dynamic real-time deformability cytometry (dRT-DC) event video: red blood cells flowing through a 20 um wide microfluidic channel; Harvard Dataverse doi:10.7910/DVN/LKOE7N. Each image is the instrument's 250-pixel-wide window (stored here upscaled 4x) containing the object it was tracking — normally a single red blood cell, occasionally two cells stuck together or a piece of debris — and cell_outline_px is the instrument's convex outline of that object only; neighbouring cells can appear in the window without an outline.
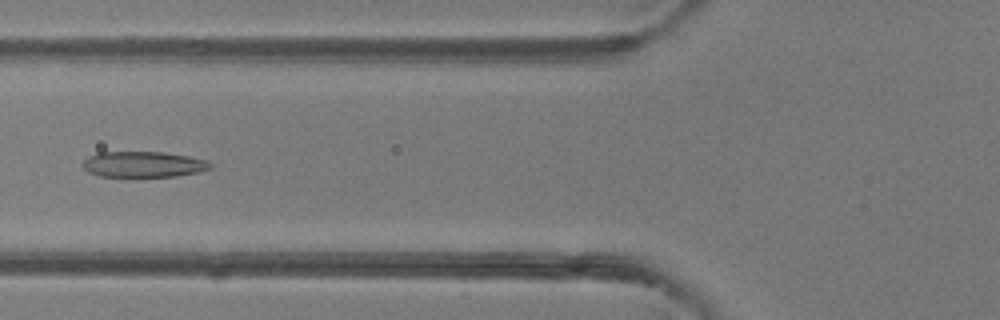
{"species": "common noctule bat (a hibernating species)", "species_latin": "Nyctalus noctula", "temperature_condition": "room temperature", "stored_images_in_passage": 49, "camera_frame_rate_fps": 3000, "um_per_image_px": 0.085, "animal": {"sex": "female"}, "frame": {"image": 1, "passage_image": 19, "time_ms": 6.0, "image_size_px": [1000, 320], "cell_outline_px": [[212, 168], [196, 172], [176, 176], [100, 176], [88, 172], [84, 168], [84, 160], [88, 156], [96, 152], [160, 152], [188, 156], [204, 160], [212, 164]], "centroid_in_image_um": [12.15, 13.96], "position_along_channel_um": 113.6, "area_um2": 18.9}}
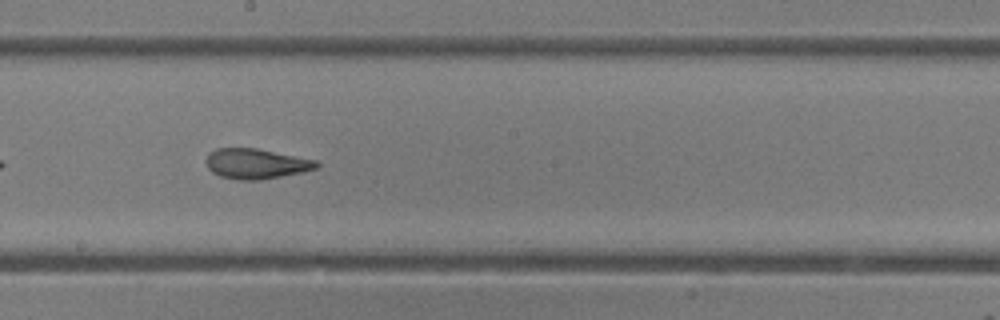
{"frame": {"image": 2, "passage_image": 27, "time_ms": 8.667, "image_size_px": [1000, 320], "cell_outline_px": [[320, 168], [260, 180], [236, 180], [220, 176], [212, 172], [208, 168], [204, 160], [208, 152], [216, 148], [256, 148], [316, 160], [320, 164]], "centroid_in_image_um": [21.72, 13.91], "position_along_channel_um": 226.5, "area_um2": 19.54}}
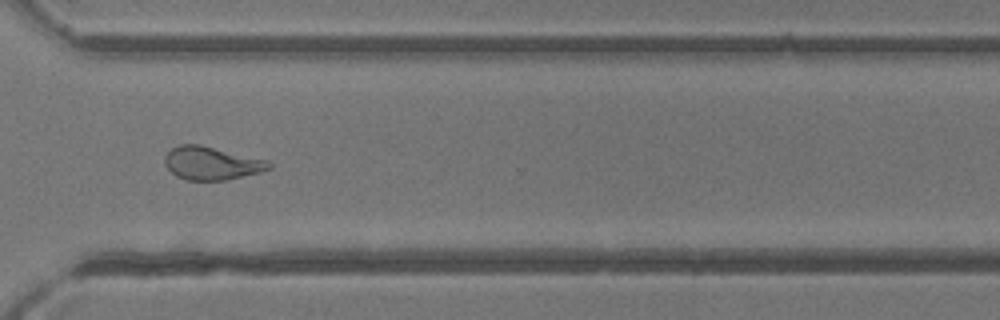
{"frame": {"image": 3, "passage_image": 36, "time_ms": 11.667, "image_size_px": [1000, 320], "cell_outline_px": [[272, 168], [260, 172], [228, 180], [188, 180], [176, 176], [164, 164], [164, 156], [172, 148], [180, 144], [200, 144], [268, 160], [272, 164]], "centroid_in_image_um": [17.99, 13.87], "position_along_channel_um": 352.6, "area_um2": 20.23}, "authors_computed_cell_mechanics": {"area_um2": 21.9062, "velocity_mm_per_s": 4.217, "shape_relaxation_time_tau1_ms": 10.8576, "shape_relaxation_time_tau2_ms": 1.9391, "deformation_change_tau1": 0.318, "deformation_change_tau2": 0.0978}}